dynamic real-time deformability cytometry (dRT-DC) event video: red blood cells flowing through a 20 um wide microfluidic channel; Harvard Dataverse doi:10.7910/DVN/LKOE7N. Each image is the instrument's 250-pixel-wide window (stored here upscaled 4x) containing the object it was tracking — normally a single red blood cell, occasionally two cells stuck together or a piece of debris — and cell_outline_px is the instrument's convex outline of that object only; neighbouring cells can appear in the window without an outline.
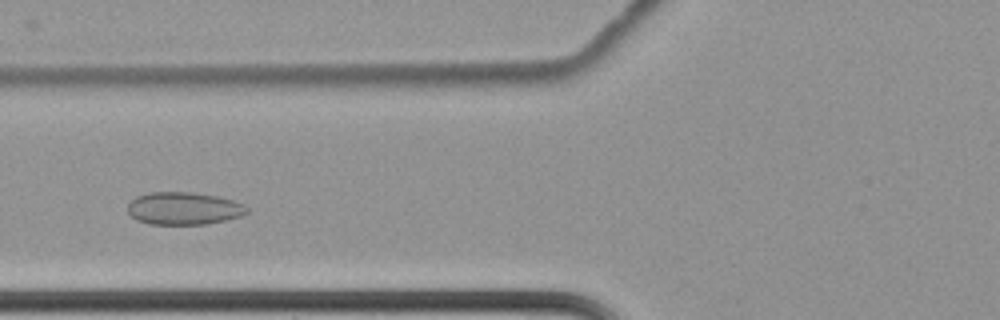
{"species": "common noctule bat (a hibernating species)", "species_latin": "Nyctalus noctula", "temperature_condition": "cold", "stored_images_in_passage": 7, "camera_frame_rate_fps": 3000, "um_per_image_px": 0.085, "animal": {"sex": "female", "body_mass_g": 22.7, "forearm_length_mm": 54.2}, "frame": {"image": 1, "passage_image": 6, "time_ms": 1.667, "image_size_px": [1000, 320], "cell_outline_px": [[248, 212], [240, 216], [224, 220], [204, 224], [148, 224], [136, 220], [128, 212], [128, 204], [136, 196], [148, 192], [192, 192], [216, 196], [232, 200], [244, 204], [248, 208]], "centroid_in_image_um": [15.59, 17.71], "position_along_channel_um": 110.2, "area_um2": 22.6}}
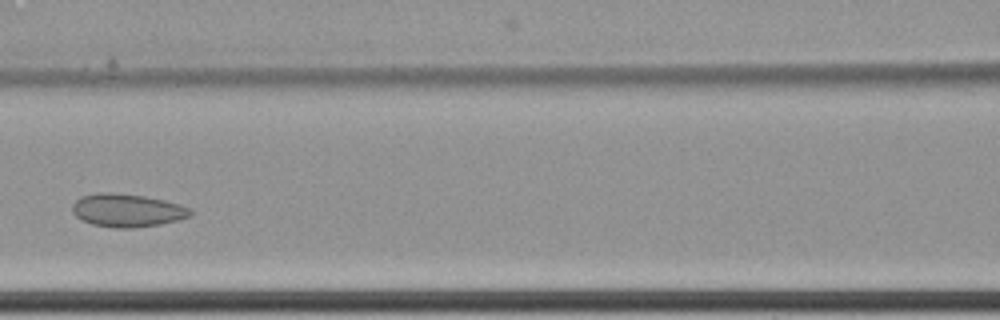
{"frame": {"image": 2, "passage_image": 7, "time_ms": 2.0, "image_size_px": [1000, 320], "cell_outline_px": [[192, 212], [188, 216], [176, 220], [160, 224], [132, 228], [116, 228], [92, 224], [80, 220], [72, 212], [72, 204], [76, 200], [84, 196], [96, 192], [112, 192], [144, 196], [164, 200], [180, 204], [188, 208]], "centroid_in_image_um": [10.76, 17.87], "position_along_channel_um": 155.8, "area_um2": 22.66}}